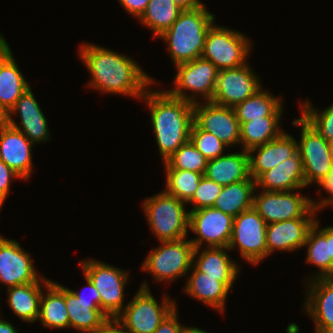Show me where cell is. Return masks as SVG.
<instances>
[{"instance_id":"cell-15","label":"cell","mask_w":333,"mask_h":333,"mask_svg":"<svg viewBox=\"0 0 333 333\" xmlns=\"http://www.w3.org/2000/svg\"><path fill=\"white\" fill-rule=\"evenodd\" d=\"M193 122L201 130L215 135L228 147L240 146V123L233 107L211 101L197 102L194 104Z\"/></svg>"},{"instance_id":"cell-28","label":"cell","mask_w":333,"mask_h":333,"mask_svg":"<svg viewBox=\"0 0 333 333\" xmlns=\"http://www.w3.org/2000/svg\"><path fill=\"white\" fill-rule=\"evenodd\" d=\"M239 151L208 160L204 176L222 186L253 179L250 175L248 151L241 148Z\"/></svg>"},{"instance_id":"cell-1","label":"cell","mask_w":333,"mask_h":333,"mask_svg":"<svg viewBox=\"0 0 333 333\" xmlns=\"http://www.w3.org/2000/svg\"><path fill=\"white\" fill-rule=\"evenodd\" d=\"M77 51L90 75L86 86L92 90L140 100L156 84L157 80L126 54L90 42H82Z\"/></svg>"},{"instance_id":"cell-50","label":"cell","mask_w":333,"mask_h":333,"mask_svg":"<svg viewBox=\"0 0 333 333\" xmlns=\"http://www.w3.org/2000/svg\"><path fill=\"white\" fill-rule=\"evenodd\" d=\"M329 249L333 260V225L329 226Z\"/></svg>"},{"instance_id":"cell-41","label":"cell","mask_w":333,"mask_h":333,"mask_svg":"<svg viewBox=\"0 0 333 333\" xmlns=\"http://www.w3.org/2000/svg\"><path fill=\"white\" fill-rule=\"evenodd\" d=\"M16 179H20V181L22 180L15 171H13L5 162L0 160V210L7 197H9V193H11L10 186L12 185V182Z\"/></svg>"},{"instance_id":"cell-12","label":"cell","mask_w":333,"mask_h":333,"mask_svg":"<svg viewBox=\"0 0 333 333\" xmlns=\"http://www.w3.org/2000/svg\"><path fill=\"white\" fill-rule=\"evenodd\" d=\"M300 128L297 150L302 159L306 188L318 184L332 169L330 143L325 140L301 115L292 121ZM312 184V185H311Z\"/></svg>"},{"instance_id":"cell-16","label":"cell","mask_w":333,"mask_h":333,"mask_svg":"<svg viewBox=\"0 0 333 333\" xmlns=\"http://www.w3.org/2000/svg\"><path fill=\"white\" fill-rule=\"evenodd\" d=\"M31 256L19 242L0 234V284L9 288L37 282L43 275Z\"/></svg>"},{"instance_id":"cell-24","label":"cell","mask_w":333,"mask_h":333,"mask_svg":"<svg viewBox=\"0 0 333 333\" xmlns=\"http://www.w3.org/2000/svg\"><path fill=\"white\" fill-rule=\"evenodd\" d=\"M188 273L187 276H189L183 287L185 295L195 298L196 301L225 316L227 297L231 290L223 282H220L219 278L207 276L206 273L198 271L193 265Z\"/></svg>"},{"instance_id":"cell-49","label":"cell","mask_w":333,"mask_h":333,"mask_svg":"<svg viewBox=\"0 0 333 333\" xmlns=\"http://www.w3.org/2000/svg\"><path fill=\"white\" fill-rule=\"evenodd\" d=\"M7 124V113L0 107V131Z\"/></svg>"},{"instance_id":"cell-8","label":"cell","mask_w":333,"mask_h":333,"mask_svg":"<svg viewBox=\"0 0 333 333\" xmlns=\"http://www.w3.org/2000/svg\"><path fill=\"white\" fill-rule=\"evenodd\" d=\"M252 42L243 32L214 22L207 31L201 57L218 70L236 68L247 63L253 51Z\"/></svg>"},{"instance_id":"cell-46","label":"cell","mask_w":333,"mask_h":333,"mask_svg":"<svg viewBox=\"0 0 333 333\" xmlns=\"http://www.w3.org/2000/svg\"><path fill=\"white\" fill-rule=\"evenodd\" d=\"M181 10H192L198 8L204 3L201 0H173Z\"/></svg>"},{"instance_id":"cell-51","label":"cell","mask_w":333,"mask_h":333,"mask_svg":"<svg viewBox=\"0 0 333 333\" xmlns=\"http://www.w3.org/2000/svg\"><path fill=\"white\" fill-rule=\"evenodd\" d=\"M330 156H331V160H332V164H333V142H330Z\"/></svg>"},{"instance_id":"cell-3","label":"cell","mask_w":333,"mask_h":333,"mask_svg":"<svg viewBox=\"0 0 333 333\" xmlns=\"http://www.w3.org/2000/svg\"><path fill=\"white\" fill-rule=\"evenodd\" d=\"M216 22V15L206 5L182 10L171 27L157 39L165 41L174 66L201 57L207 31Z\"/></svg>"},{"instance_id":"cell-9","label":"cell","mask_w":333,"mask_h":333,"mask_svg":"<svg viewBox=\"0 0 333 333\" xmlns=\"http://www.w3.org/2000/svg\"><path fill=\"white\" fill-rule=\"evenodd\" d=\"M175 68L173 88L166 90L171 96L193 104L212 101L219 71L212 62L199 57Z\"/></svg>"},{"instance_id":"cell-2","label":"cell","mask_w":333,"mask_h":333,"mask_svg":"<svg viewBox=\"0 0 333 333\" xmlns=\"http://www.w3.org/2000/svg\"><path fill=\"white\" fill-rule=\"evenodd\" d=\"M148 106L151 127L162 163L190 140L194 104L171 96L166 89L145 91L140 99Z\"/></svg>"},{"instance_id":"cell-18","label":"cell","mask_w":333,"mask_h":333,"mask_svg":"<svg viewBox=\"0 0 333 333\" xmlns=\"http://www.w3.org/2000/svg\"><path fill=\"white\" fill-rule=\"evenodd\" d=\"M303 283L306 290L302 311L314 323V333H330L333 330V277Z\"/></svg>"},{"instance_id":"cell-19","label":"cell","mask_w":333,"mask_h":333,"mask_svg":"<svg viewBox=\"0 0 333 333\" xmlns=\"http://www.w3.org/2000/svg\"><path fill=\"white\" fill-rule=\"evenodd\" d=\"M35 144L20 130L6 124L0 131V160L15 171L22 180H30L34 171L33 154Z\"/></svg>"},{"instance_id":"cell-32","label":"cell","mask_w":333,"mask_h":333,"mask_svg":"<svg viewBox=\"0 0 333 333\" xmlns=\"http://www.w3.org/2000/svg\"><path fill=\"white\" fill-rule=\"evenodd\" d=\"M282 117L266 116L240 123V148L249 151L277 138L284 131Z\"/></svg>"},{"instance_id":"cell-40","label":"cell","mask_w":333,"mask_h":333,"mask_svg":"<svg viewBox=\"0 0 333 333\" xmlns=\"http://www.w3.org/2000/svg\"><path fill=\"white\" fill-rule=\"evenodd\" d=\"M318 195L326 191L327 196H322L320 199L312 198V205L317 211H322L325 208L333 207V167L331 171L317 184ZM323 189V190H322ZM321 192V193H320Z\"/></svg>"},{"instance_id":"cell-47","label":"cell","mask_w":333,"mask_h":333,"mask_svg":"<svg viewBox=\"0 0 333 333\" xmlns=\"http://www.w3.org/2000/svg\"><path fill=\"white\" fill-rule=\"evenodd\" d=\"M1 309L2 308H0V333H19V330L13 326L12 322L2 319Z\"/></svg>"},{"instance_id":"cell-33","label":"cell","mask_w":333,"mask_h":333,"mask_svg":"<svg viewBox=\"0 0 333 333\" xmlns=\"http://www.w3.org/2000/svg\"><path fill=\"white\" fill-rule=\"evenodd\" d=\"M255 188L256 181L254 179L223 186L213 207L232 217H236L243 211L253 207Z\"/></svg>"},{"instance_id":"cell-23","label":"cell","mask_w":333,"mask_h":333,"mask_svg":"<svg viewBox=\"0 0 333 333\" xmlns=\"http://www.w3.org/2000/svg\"><path fill=\"white\" fill-rule=\"evenodd\" d=\"M228 247H204L194 249L192 265L212 278H219L230 290L241 277V267L229 255Z\"/></svg>"},{"instance_id":"cell-27","label":"cell","mask_w":333,"mask_h":333,"mask_svg":"<svg viewBox=\"0 0 333 333\" xmlns=\"http://www.w3.org/2000/svg\"><path fill=\"white\" fill-rule=\"evenodd\" d=\"M320 223L321 221L317 218L314 226L309 230L303 246V249L307 248L306 264L314 265L318 271L309 274L306 279L303 278L304 282L316 278L333 277V260L329 249V226L322 227Z\"/></svg>"},{"instance_id":"cell-35","label":"cell","mask_w":333,"mask_h":333,"mask_svg":"<svg viewBox=\"0 0 333 333\" xmlns=\"http://www.w3.org/2000/svg\"><path fill=\"white\" fill-rule=\"evenodd\" d=\"M164 191L188 203L195 194L203 174L189 170L165 169Z\"/></svg>"},{"instance_id":"cell-11","label":"cell","mask_w":333,"mask_h":333,"mask_svg":"<svg viewBox=\"0 0 333 333\" xmlns=\"http://www.w3.org/2000/svg\"><path fill=\"white\" fill-rule=\"evenodd\" d=\"M267 223L252 207L234 217L230 250H237L248 264L259 265L267 258ZM237 248V249H236Z\"/></svg>"},{"instance_id":"cell-44","label":"cell","mask_w":333,"mask_h":333,"mask_svg":"<svg viewBox=\"0 0 333 333\" xmlns=\"http://www.w3.org/2000/svg\"><path fill=\"white\" fill-rule=\"evenodd\" d=\"M85 281L87 283L86 286L82 289V291H75L73 289L68 288L75 297H77L80 301L84 302H97L100 305V294L98 293L96 287L89 280L88 277L84 275ZM87 291V292H86Z\"/></svg>"},{"instance_id":"cell-42","label":"cell","mask_w":333,"mask_h":333,"mask_svg":"<svg viewBox=\"0 0 333 333\" xmlns=\"http://www.w3.org/2000/svg\"><path fill=\"white\" fill-rule=\"evenodd\" d=\"M177 306L163 319L154 333H182L185 325L178 320Z\"/></svg>"},{"instance_id":"cell-38","label":"cell","mask_w":333,"mask_h":333,"mask_svg":"<svg viewBox=\"0 0 333 333\" xmlns=\"http://www.w3.org/2000/svg\"><path fill=\"white\" fill-rule=\"evenodd\" d=\"M190 140L207 160L222 156L229 148L212 133L201 130L194 122L191 127Z\"/></svg>"},{"instance_id":"cell-45","label":"cell","mask_w":333,"mask_h":333,"mask_svg":"<svg viewBox=\"0 0 333 333\" xmlns=\"http://www.w3.org/2000/svg\"><path fill=\"white\" fill-rule=\"evenodd\" d=\"M91 333H128L123 326L113 318H109L101 327Z\"/></svg>"},{"instance_id":"cell-48","label":"cell","mask_w":333,"mask_h":333,"mask_svg":"<svg viewBox=\"0 0 333 333\" xmlns=\"http://www.w3.org/2000/svg\"><path fill=\"white\" fill-rule=\"evenodd\" d=\"M182 333H208L207 330L204 331V329L198 328L196 326H185L184 330L182 331Z\"/></svg>"},{"instance_id":"cell-37","label":"cell","mask_w":333,"mask_h":333,"mask_svg":"<svg viewBox=\"0 0 333 333\" xmlns=\"http://www.w3.org/2000/svg\"><path fill=\"white\" fill-rule=\"evenodd\" d=\"M309 99L299 101L300 115L329 143L333 142V104L316 109Z\"/></svg>"},{"instance_id":"cell-10","label":"cell","mask_w":333,"mask_h":333,"mask_svg":"<svg viewBox=\"0 0 333 333\" xmlns=\"http://www.w3.org/2000/svg\"><path fill=\"white\" fill-rule=\"evenodd\" d=\"M301 190L259 192L255 188L253 208L267 224L294 218H317L319 212L313 207L312 198Z\"/></svg>"},{"instance_id":"cell-20","label":"cell","mask_w":333,"mask_h":333,"mask_svg":"<svg viewBox=\"0 0 333 333\" xmlns=\"http://www.w3.org/2000/svg\"><path fill=\"white\" fill-rule=\"evenodd\" d=\"M317 218H294L267 224V258L275 251L291 253L303 248Z\"/></svg>"},{"instance_id":"cell-4","label":"cell","mask_w":333,"mask_h":333,"mask_svg":"<svg viewBox=\"0 0 333 333\" xmlns=\"http://www.w3.org/2000/svg\"><path fill=\"white\" fill-rule=\"evenodd\" d=\"M141 205L157 241H175L189 236V210L184 201L162 190L145 197Z\"/></svg>"},{"instance_id":"cell-6","label":"cell","mask_w":333,"mask_h":333,"mask_svg":"<svg viewBox=\"0 0 333 333\" xmlns=\"http://www.w3.org/2000/svg\"><path fill=\"white\" fill-rule=\"evenodd\" d=\"M194 249L187 237L162 241L159 246L149 251L140 270L150 273L156 283L170 284L181 277L186 279L193 263Z\"/></svg>"},{"instance_id":"cell-31","label":"cell","mask_w":333,"mask_h":333,"mask_svg":"<svg viewBox=\"0 0 333 333\" xmlns=\"http://www.w3.org/2000/svg\"><path fill=\"white\" fill-rule=\"evenodd\" d=\"M263 88L234 107L239 123L266 116H283L284 98L279 97V95L275 96L268 89L264 90Z\"/></svg>"},{"instance_id":"cell-17","label":"cell","mask_w":333,"mask_h":333,"mask_svg":"<svg viewBox=\"0 0 333 333\" xmlns=\"http://www.w3.org/2000/svg\"><path fill=\"white\" fill-rule=\"evenodd\" d=\"M19 116L20 125L14 115ZM7 124L20 130L35 145L51 140V132L32 88H28L7 113Z\"/></svg>"},{"instance_id":"cell-5","label":"cell","mask_w":333,"mask_h":333,"mask_svg":"<svg viewBox=\"0 0 333 333\" xmlns=\"http://www.w3.org/2000/svg\"><path fill=\"white\" fill-rule=\"evenodd\" d=\"M142 282L124 310L115 318L128 333H154L163 319L178 305L166 292L160 302Z\"/></svg>"},{"instance_id":"cell-39","label":"cell","mask_w":333,"mask_h":333,"mask_svg":"<svg viewBox=\"0 0 333 333\" xmlns=\"http://www.w3.org/2000/svg\"><path fill=\"white\" fill-rule=\"evenodd\" d=\"M223 186L208 179L203 175L192 199L187 203L191 206L189 211L213 207L216 198L221 193Z\"/></svg>"},{"instance_id":"cell-34","label":"cell","mask_w":333,"mask_h":333,"mask_svg":"<svg viewBox=\"0 0 333 333\" xmlns=\"http://www.w3.org/2000/svg\"><path fill=\"white\" fill-rule=\"evenodd\" d=\"M181 11L173 0H149L145 12L137 21L150 29L154 38H158L177 20Z\"/></svg>"},{"instance_id":"cell-29","label":"cell","mask_w":333,"mask_h":333,"mask_svg":"<svg viewBox=\"0 0 333 333\" xmlns=\"http://www.w3.org/2000/svg\"><path fill=\"white\" fill-rule=\"evenodd\" d=\"M65 306L68 311L69 329L72 328L79 333H91L109 319L97 302L80 301L66 286Z\"/></svg>"},{"instance_id":"cell-22","label":"cell","mask_w":333,"mask_h":333,"mask_svg":"<svg viewBox=\"0 0 333 333\" xmlns=\"http://www.w3.org/2000/svg\"><path fill=\"white\" fill-rule=\"evenodd\" d=\"M297 152V139L284 130L277 138L248 151L251 177L256 181Z\"/></svg>"},{"instance_id":"cell-14","label":"cell","mask_w":333,"mask_h":333,"mask_svg":"<svg viewBox=\"0 0 333 333\" xmlns=\"http://www.w3.org/2000/svg\"><path fill=\"white\" fill-rule=\"evenodd\" d=\"M261 82L259 74L248 62L236 68L219 70L211 102L234 108L260 90L263 87Z\"/></svg>"},{"instance_id":"cell-36","label":"cell","mask_w":333,"mask_h":333,"mask_svg":"<svg viewBox=\"0 0 333 333\" xmlns=\"http://www.w3.org/2000/svg\"><path fill=\"white\" fill-rule=\"evenodd\" d=\"M163 164L164 169L189 170L204 175L208 160L189 140L179 147Z\"/></svg>"},{"instance_id":"cell-26","label":"cell","mask_w":333,"mask_h":333,"mask_svg":"<svg viewBox=\"0 0 333 333\" xmlns=\"http://www.w3.org/2000/svg\"><path fill=\"white\" fill-rule=\"evenodd\" d=\"M50 282L51 279L42 276L37 282L6 288L9 309L25 324L37 322L43 288Z\"/></svg>"},{"instance_id":"cell-25","label":"cell","mask_w":333,"mask_h":333,"mask_svg":"<svg viewBox=\"0 0 333 333\" xmlns=\"http://www.w3.org/2000/svg\"><path fill=\"white\" fill-rule=\"evenodd\" d=\"M256 188L264 191H292L305 189L302 159L297 152L277 166L264 172L256 180Z\"/></svg>"},{"instance_id":"cell-13","label":"cell","mask_w":333,"mask_h":333,"mask_svg":"<svg viewBox=\"0 0 333 333\" xmlns=\"http://www.w3.org/2000/svg\"><path fill=\"white\" fill-rule=\"evenodd\" d=\"M233 220L234 217L214 207L189 211V232L196 236L189 240L195 249L228 247Z\"/></svg>"},{"instance_id":"cell-21","label":"cell","mask_w":333,"mask_h":333,"mask_svg":"<svg viewBox=\"0 0 333 333\" xmlns=\"http://www.w3.org/2000/svg\"><path fill=\"white\" fill-rule=\"evenodd\" d=\"M30 88L6 38L0 33V107L8 113L22 94Z\"/></svg>"},{"instance_id":"cell-7","label":"cell","mask_w":333,"mask_h":333,"mask_svg":"<svg viewBox=\"0 0 333 333\" xmlns=\"http://www.w3.org/2000/svg\"><path fill=\"white\" fill-rule=\"evenodd\" d=\"M79 265L83 275L89 278L100 294L101 310L115 319L127 305L123 302L130 271L94 258L81 260Z\"/></svg>"},{"instance_id":"cell-43","label":"cell","mask_w":333,"mask_h":333,"mask_svg":"<svg viewBox=\"0 0 333 333\" xmlns=\"http://www.w3.org/2000/svg\"><path fill=\"white\" fill-rule=\"evenodd\" d=\"M128 15L135 20L145 12L149 0H117Z\"/></svg>"},{"instance_id":"cell-30","label":"cell","mask_w":333,"mask_h":333,"mask_svg":"<svg viewBox=\"0 0 333 333\" xmlns=\"http://www.w3.org/2000/svg\"><path fill=\"white\" fill-rule=\"evenodd\" d=\"M44 289L40 300L38 321L44 328L60 330L69 328L68 311L65 306V286L51 280Z\"/></svg>"}]
</instances>
